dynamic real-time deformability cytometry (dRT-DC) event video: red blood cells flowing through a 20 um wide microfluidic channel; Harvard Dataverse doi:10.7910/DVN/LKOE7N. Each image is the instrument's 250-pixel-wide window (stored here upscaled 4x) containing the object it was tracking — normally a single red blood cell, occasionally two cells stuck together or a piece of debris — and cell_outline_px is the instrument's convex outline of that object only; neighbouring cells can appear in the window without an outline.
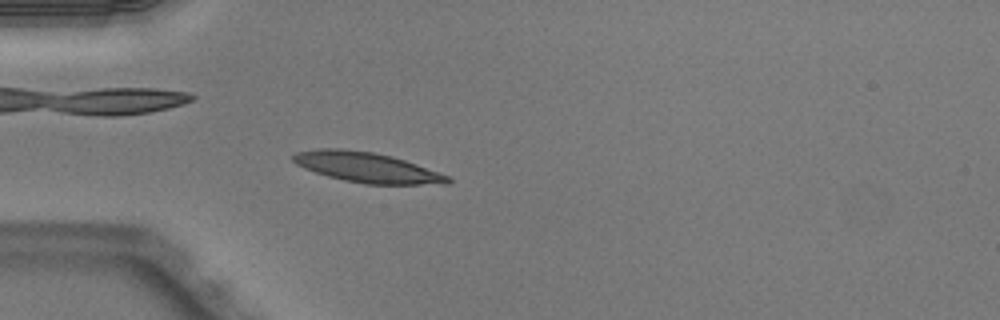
{"species": "Egyptian fruit bat (a non-hibernating species)", "species_latin": "Rousettus aegyptiacus", "temperature_condition": "warm", "stored_images_in_passage": 40, "camera_frame_rate_fps": 3000, "um_per_image_px": 0.085, "animal": {"sex": "male"}, "frame": {"image": 1, "passage_image": 5, "time_ms": 1.333, "image_size_px": [1000, 320], "cell_outline_px": [[452, 180], [448, 184], [364, 184], [344, 180], [328, 176], [304, 168], [296, 164], [292, 160], [292, 156], [296, 152], [320, 148], [340, 148], [372, 152], [392, 156], [452, 176]], "centroid_in_image_um": [31.21, 14.23], "position_along_channel_um": 53.8, "area_um2": 27.17}}
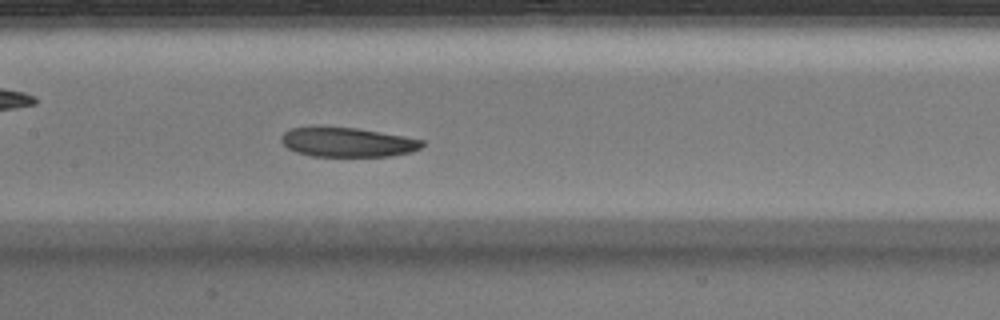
{"frame": {"image": 2, "passage_image": 15, "time_ms": 4.667, "image_size_px": [1000, 320], "cell_outline_px": [[424, 144], [420, 148], [412, 152], [392, 156], [312, 156], [296, 152], [288, 148], [280, 140], [280, 136], [284, 132], [292, 128], [320, 124], [356, 128], [404, 136], [424, 140]], "centroid_in_image_um": [29.49, 12.06], "position_along_channel_um": 177.9, "area_um2": 24.74}}
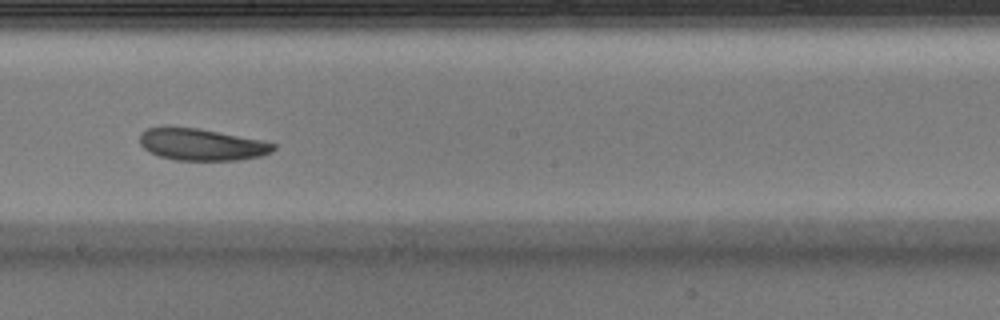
{"frame": {"image": 3, "passage_image": 19, "time_ms": 6.0, "image_size_px": [1000, 320], "cell_outline_px": [[276, 148], [272, 152], [264, 156], [240, 160], [176, 160], [160, 156], [148, 152], [140, 144], [140, 132], [148, 128], [164, 124], [168, 124], [200, 128], [264, 140], [276, 144]], "centroid_in_image_um": [17.13, 12.25], "position_along_channel_um": 231.1, "area_um2": 25.72}, "authors_computed_cell_mechanics": {"area_um2": 26.1256, "velocity_mm_per_s": 4.0072, "shape_relaxation_time_tau1_ms": 3.7954, "shape_relaxation_time_tau2_ms": null, "deformation_change_tau1": 0.1068, "deformation_change_tau2": null}}